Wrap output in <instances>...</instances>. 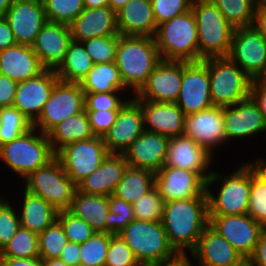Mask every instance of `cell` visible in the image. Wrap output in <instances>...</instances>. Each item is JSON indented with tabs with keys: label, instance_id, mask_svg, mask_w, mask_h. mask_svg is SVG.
Listing matches in <instances>:
<instances>
[{
	"label": "cell",
	"instance_id": "1f68e13d",
	"mask_svg": "<svg viewBox=\"0 0 266 266\" xmlns=\"http://www.w3.org/2000/svg\"><path fill=\"white\" fill-rule=\"evenodd\" d=\"M68 210L83 219L96 232H106V218L110 212L109 196L88 195L76 190Z\"/></svg>",
	"mask_w": 266,
	"mask_h": 266
},
{
	"label": "cell",
	"instance_id": "6125c7cd",
	"mask_svg": "<svg viewBox=\"0 0 266 266\" xmlns=\"http://www.w3.org/2000/svg\"><path fill=\"white\" fill-rule=\"evenodd\" d=\"M0 266H43L42 259L0 258Z\"/></svg>",
	"mask_w": 266,
	"mask_h": 266
},
{
	"label": "cell",
	"instance_id": "f6af8a7d",
	"mask_svg": "<svg viewBox=\"0 0 266 266\" xmlns=\"http://www.w3.org/2000/svg\"><path fill=\"white\" fill-rule=\"evenodd\" d=\"M109 211L106 218V233L117 235L135 219L132 204L113 194L109 196Z\"/></svg>",
	"mask_w": 266,
	"mask_h": 266
},
{
	"label": "cell",
	"instance_id": "e575fe53",
	"mask_svg": "<svg viewBox=\"0 0 266 266\" xmlns=\"http://www.w3.org/2000/svg\"><path fill=\"white\" fill-rule=\"evenodd\" d=\"M155 187V173L128 166L113 195L133 204Z\"/></svg>",
	"mask_w": 266,
	"mask_h": 266
},
{
	"label": "cell",
	"instance_id": "7402d4cb",
	"mask_svg": "<svg viewBox=\"0 0 266 266\" xmlns=\"http://www.w3.org/2000/svg\"><path fill=\"white\" fill-rule=\"evenodd\" d=\"M144 131L141 106L131 98L118 112L103 140L109 153L123 154Z\"/></svg>",
	"mask_w": 266,
	"mask_h": 266
},
{
	"label": "cell",
	"instance_id": "4dcf8cb0",
	"mask_svg": "<svg viewBox=\"0 0 266 266\" xmlns=\"http://www.w3.org/2000/svg\"><path fill=\"white\" fill-rule=\"evenodd\" d=\"M19 191H21L22 197L19 196V200H21L16 206L20 205L17 207L20 227L39 235L57 220L59 211L43 198L26 191L24 188Z\"/></svg>",
	"mask_w": 266,
	"mask_h": 266
},
{
	"label": "cell",
	"instance_id": "60d3db41",
	"mask_svg": "<svg viewBox=\"0 0 266 266\" xmlns=\"http://www.w3.org/2000/svg\"><path fill=\"white\" fill-rule=\"evenodd\" d=\"M68 242L63 227L56 220L38 235L39 258L59 259L62 249Z\"/></svg>",
	"mask_w": 266,
	"mask_h": 266
},
{
	"label": "cell",
	"instance_id": "8fae6325",
	"mask_svg": "<svg viewBox=\"0 0 266 266\" xmlns=\"http://www.w3.org/2000/svg\"><path fill=\"white\" fill-rule=\"evenodd\" d=\"M103 137L75 141L56 152L63 170L77 185L94 172L108 156Z\"/></svg>",
	"mask_w": 266,
	"mask_h": 266
},
{
	"label": "cell",
	"instance_id": "9c48e42d",
	"mask_svg": "<svg viewBox=\"0 0 266 266\" xmlns=\"http://www.w3.org/2000/svg\"><path fill=\"white\" fill-rule=\"evenodd\" d=\"M211 101L227 107L250 97L251 79L229 57L208 58Z\"/></svg>",
	"mask_w": 266,
	"mask_h": 266
},
{
	"label": "cell",
	"instance_id": "b9f144b4",
	"mask_svg": "<svg viewBox=\"0 0 266 266\" xmlns=\"http://www.w3.org/2000/svg\"><path fill=\"white\" fill-rule=\"evenodd\" d=\"M110 242V233L95 232L88 240L80 244V264L105 266Z\"/></svg>",
	"mask_w": 266,
	"mask_h": 266
},
{
	"label": "cell",
	"instance_id": "ba28073f",
	"mask_svg": "<svg viewBox=\"0 0 266 266\" xmlns=\"http://www.w3.org/2000/svg\"><path fill=\"white\" fill-rule=\"evenodd\" d=\"M26 191L43 198L58 211L68 210L77 190V185L66 174L55 156L46 165L31 172L23 179Z\"/></svg>",
	"mask_w": 266,
	"mask_h": 266
},
{
	"label": "cell",
	"instance_id": "f35d334b",
	"mask_svg": "<svg viewBox=\"0 0 266 266\" xmlns=\"http://www.w3.org/2000/svg\"><path fill=\"white\" fill-rule=\"evenodd\" d=\"M234 27L252 26L257 3L254 0H211Z\"/></svg>",
	"mask_w": 266,
	"mask_h": 266
},
{
	"label": "cell",
	"instance_id": "753ad0ef",
	"mask_svg": "<svg viewBox=\"0 0 266 266\" xmlns=\"http://www.w3.org/2000/svg\"><path fill=\"white\" fill-rule=\"evenodd\" d=\"M77 266H89V265H86V264H78Z\"/></svg>",
	"mask_w": 266,
	"mask_h": 266
},
{
	"label": "cell",
	"instance_id": "db71d44e",
	"mask_svg": "<svg viewBox=\"0 0 266 266\" xmlns=\"http://www.w3.org/2000/svg\"><path fill=\"white\" fill-rule=\"evenodd\" d=\"M250 97L258 106L266 124V82L262 79H254L250 87Z\"/></svg>",
	"mask_w": 266,
	"mask_h": 266
},
{
	"label": "cell",
	"instance_id": "f1b7e54d",
	"mask_svg": "<svg viewBox=\"0 0 266 266\" xmlns=\"http://www.w3.org/2000/svg\"><path fill=\"white\" fill-rule=\"evenodd\" d=\"M44 70L32 46L17 43L0 51V75L17 83L36 77Z\"/></svg>",
	"mask_w": 266,
	"mask_h": 266
},
{
	"label": "cell",
	"instance_id": "681fc988",
	"mask_svg": "<svg viewBox=\"0 0 266 266\" xmlns=\"http://www.w3.org/2000/svg\"><path fill=\"white\" fill-rule=\"evenodd\" d=\"M9 200L11 199H5L0 204V250L15 236L20 227L17 206L12 205Z\"/></svg>",
	"mask_w": 266,
	"mask_h": 266
},
{
	"label": "cell",
	"instance_id": "03108f58",
	"mask_svg": "<svg viewBox=\"0 0 266 266\" xmlns=\"http://www.w3.org/2000/svg\"><path fill=\"white\" fill-rule=\"evenodd\" d=\"M14 0H0V17H4Z\"/></svg>",
	"mask_w": 266,
	"mask_h": 266
},
{
	"label": "cell",
	"instance_id": "44dd1931",
	"mask_svg": "<svg viewBox=\"0 0 266 266\" xmlns=\"http://www.w3.org/2000/svg\"><path fill=\"white\" fill-rule=\"evenodd\" d=\"M216 157L192 138L181 135L171 137L164 166H171L199 173L206 181L213 171ZM212 167V170H211Z\"/></svg>",
	"mask_w": 266,
	"mask_h": 266
},
{
	"label": "cell",
	"instance_id": "11a10c76",
	"mask_svg": "<svg viewBox=\"0 0 266 266\" xmlns=\"http://www.w3.org/2000/svg\"><path fill=\"white\" fill-rule=\"evenodd\" d=\"M17 82L0 75V108L13 106Z\"/></svg>",
	"mask_w": 266,
	"mask_h": 266
},
{
	"label": "cell",
	"instance_id": "30bf717a",
	"mask_svg": "<svg viewBox=\"0 0 266 266\" xmlns=\"http://www.w3.org/2000/svg\"><path fill=\"white\" fill-rule=\"evenodd\" d=\"M85 110V93L80 83L58 80L33 127L48 134L63 120Z\"/></svg>",
	"mask_w": 266,
	"mask_h": 266
},
{
	"label": "cell",
	"instance_id": "5bb4252c",
	"mask_svg": "<svg viewBox=\"0 0 266 266\" xmlns=\"http://www.w3.org/2000/svg\"><path fill=\"white\" fill-rule=\"evenodd\" d=\"M209 226L224 237L242 256L249 258L265 229L250 215H209Z\"/></svg>",
	"mask_w": 266,
	"mask_h": 266
},
{
	"label": "cell",
	"instance_id": "003e7915",
	"mask_svg": "<svg viewBox=\"0 0 266 266\" xmlns=\"http://www.w3.org/2000/svg\"><path fill=\"white\" fill-rule=\"evenodd\" d=\"M43 266H68L64 261L60 259H48L42 260Z\"/></svg>",
	"mask_w": 266,
	"mask_h": 266
},
{
	"label": "cell",
	"instance_id": "c3c4849f",
	"mask_svg": "<svg viewBox=\"0 0 266 266\" xmlns=\"http://www.w3.org/2000/svg\"><path fill=\"white\" fill-rule=\"evenodd\" d=\"M127 94L126 92L85 93V110H121L133 98V94Z\"/></svg>",
	"mask_w": 266,
	"mask_h": 266
},
{
	"label": "cell",
	"instance_id": "680465c9",
	"mask_svg": "<svg viewBox=\"0 0 266 266\" xmlns=\"http://www.w3.org/2000/svg\"><path fill=\"white\" fill-rule=\"evenodd\" d=\"M188 253H176L174 256L146 266H194L193 258Z\"/></svg>",
	"mask_w": 266,
	"mask_h": 266
},
{
	"label": "cell",
	"instance_id": "484cf974",
	"mask_svg": "<svg viewBox=\"0 0 266 266\" xmlns=\"http://www.w3.org/2000/svg\"><path fill=\"white\" fill-rule=\"evenodd\" d=\"M191 257L194 266H234L243 259L236 249L209 225L199 237Z\"/></svg>",
	"mask_w": 266,
	"mask_h": 266
},
{
	"label": "cell",
	"instance_id": "9f6ffc18",
	"mask_svg": "<svg viewBox=\"0 0 266 266\" xmlns=\"http://www.w3.org/2000/svg\"><path fill=\"white\" fill-rule=\"evenodd\" d=\"M248 259L254 266H266V228L261 232L254 251Z\"/></svg>",
	"mask_w": 266,
	"mask_h": 266
},
{
	"label": "cell",
	"instance_id": "6da1fadb",
	"mask_svg": "<svg viewBox=\"0 0 266 266\" xmlns=\"http://www.w3.org/2000/svg\"><path fill=\"white\" fill-rule=\"evenodd\" d=\"M161 223L175 252L191 254L209 225L207 196L165 202Z\"/></svg>",
	"mask_w": 266,
	"mask_h": 266
},
{
	"label": "cell",
	"instance_id": "603a6c76",
	"mask_svg": "<svg viewBox=\"0 0 266 266\" xmlns=\"http://www.w3.org/2000/svg\"><path fill=\"white\" fill-rule=\"evenodd\" d=\"M71 41L69 25L48 21L37 34L32 49L44 69L56 71L64 62Z\"/></svg>",
	"mask_w": 266,
	"mask_h": 266
},
{
	"label": "cell",
	"instance_id": "ee69618b",
	"mask_svg": "<svg viewBox=\"0 0 266 266\" xmlns=\"http://www.w3.org/2000/svg\"><path fill=\"white\" fill-rule=\"evenodd\" d=\"M165 200L158 189L154 187L147 194L132 204L136 220L158 222L162 220Z\"/></svg>",
	"mask_w": 266,
	"mask_h": 266
},
{
	"label": "cell",
	"instance_id": "8d00e7d4",
	"mask_svg": "<svg viewBox=\"0 0 266 266\" xmlns=\"http://www.w3.org/2000/svg\"><path fill=\"white\" fill-rule=\"evenodd\" d=\"M93 64L83 43L72 40L68 46L64 62L55 72L62 81L80 83Z\"/></svg>",
	"mask_w": 266,
	"mask_h": 266
},
{
	"label": "cell",
	"instance_id": "e0dca14e",
	"mask_svg": "<svg viewBox=\"0 0 266 266\" xmlns=\"http://www.w3.org/2000/svg\"><path fill=\"white\" fill-rule=\"evenodd\" d=\"M155 187L165 202L207 196L206 180L199 173L171 166L155 173Z\"/></svg>",
	"mask_w": 266,
	"mask_h": 266
},
{
	"label": "cell",
	"instance_id": "816d5d0a",
	"mask_svg": "<svg viewBox=\"0 0 266 266\" xmlns=\"http://www.w3.org/2000/svg\"><path fill=\"white\" fill-rule=\"evenodd\" d=\"M193 0H153L151 1L156 25L173 19L191 9Z\"/></svg>",
	"mask_w": 266,
	"mask_h": 266
},
{
	"label": "cell",
	"instance_id": "52a82bcc",
	"mask_svg": "<svg viewBox=\"0 0 266 266\" xmlns=\"http://www.w3.org/2000/svg\"><path fill=\"white\" fill-rule=\"evenodd\" d=\"M141 266L168 259L176 254L161 221L134 219L119 234Z\"/></svg>",
	"mask_w": 266,
	"mask_h": 266
},
{
	"label": "cell",
	"instance_id": "836d02e7",
	"mask_svg": "<svg viewBox=\"0 0 266 266\" xmlns=\"http://www.w3.org/2000/svg\"><path fill=\"white\" fill-rule=\"evenodd\" d=\"M84 93L128 92L115 62L93 64L80 82Z\"/></svg>",
	"mask_w": 266,
	"mask_h": 266
},
{
	"label": "cell",
	"instance_id": "8992f818",
	"mask_svg": "<svg viewBox=\"0 0 266 266\" xmlns=\"http://www.w3.org/2000/svg\"><path fill=\"white\" fill-rule=\"evenodd\" d=\"M191 10L198 30L199 61L228 57L234 27L211 0H193Z\"/></svg>",
	"mask_w": 266,
	"mask_h": 266
},
{
	"label": "cell",
	"instance_id": "cb8c5ba5",
	"mask_svg": "<svg viewBox=\"0 0 266 266\" xmlns=\"http://www.w3.org/2000/svg\"><path fill=\"white\" fill-rule=\"evenodd\" d=\"M169 140L145 130L123 153L128 166L158 172L164 166Z\"/></svg>",
	"mask_w": 266,
	"mask_h": 266
},
{
	"label": "cell",
	"instance_id": "2644e50d",
	"mask_svg": "<svg viewBox=\"0 0 266 266\" xmlns=\"http://www.w3.org/2000/svg\"><path fill=\"white\" fill-rule=\"evenodd\" d=\"M257 4L258 3H266V0H254Z\"/></svg>",
	"mask_w": 266,
	"mask_h": 266
},
{
	"label": "cell",
	"instance_id": "7bdbcfd3",
	"mask_svg": "<svg viewBox=\"0 0 266 266\" xmlns=\"http://www.w3.org/2000/svg\"><path fill=\"white\" fill-rule=\"evenodd\" d=\"M49 22L70 25L85 9L83 0H42Z\"/></svg>",
	"mask_w": 266,
	"mask_h": 266
},
{
	"label": "cell",
	"instance_id": "ac0fdd59",
	"mask_svg": "<svg viewBox=\"0 0 266 266\" xmlns=\"http://www.w3.org/2000/svg\"><path fill=\"white\" fill-rule=\"evenodd\" d=\"M58 80L54 70L45 69L36 77L18 82L13 106L33 124L39 118Z\"/></svg>",
	"mask_w": 266,
	"mask_h": 266
},
{
	"label": "cell",
	"instance_id": "277c9868",
	"mask_svg": "<svg viewBox=\"0 0 266 266\" xmlns=\"http://www.w3.org/2000/svg\"><path fill=\"white\" fill-rule=\"evenodd\" d=\"M47 134L34 127L28 132L0 146V161L12 175L24 179L31 172L46 165L55 157Z\"/></svg>",
	"mask_w": 266,
	"mask_h": 266
},
{
	"label": "cell",
	"instance_id": "ab89813d",
	"mask_svg": "<svg viewBox=\"0 0 266 266\" xmlns=\"http://www.w3.org/2000/svg\"><path fill=\"white\" fill-rule=\"evenodd\" d=\"M32 128L31 121L14 106L0 108V146L11 142Z\"/></svg>",
	"mask_w": 266,
	"mask_h": 266
},
{
	"label": "cell",
	"instance_id": "6f0895ef",
	"mask_svg": "<svg viewBox=\"0 0 266 266\" xmlns=\"http://www.w3.org/2000/svg\"><path fill=\"white\" fill-rule=\"evenodd\" d=\"M59 259L64 261L68 266H77L80 264V244L68 242L62 249Z\"/></svg>",
	"mask_w": 266,
	"mask_h": 266
},
{
	"label": "cell",
	"instance_id": "4fadbf2b",
	"mask_svg": "<svg viewBox=\"0 0 266 266\" xmlns=\"http://www.w3.org/2000/svg\"><path fill=\"white\" fill-rule=\"evenodd\" d=\"M175 103L185 115L214 106L211 101L208 58L197 62L183 61V78Z\"/></svg>",
	"mask_w": 266,
	"mask_h": 266
},
{
	"label": "cell",
	"instance_id": "d590c367",
	"mask_svg": "<svg viewBox=\"0 0 266 266\" xmlns=\"http://www.w3.org/2000/svg\"><path fill=\"white\" fill-rule=\"evenodd\" d=\"M251 161V189L247 214L266 228V156Z\"/></svg>",
	"mask_w": 266,
	"mask_h": 266
},
{
	"label": "cell",
	"instance_id": "7a4b0ae2",
	"mask_svg": "<svg viewBox=\"0 0 266 266\" xmlns=\"http://www.w3.org/2000/svg\"><path fill=\"white\" fill-rule=\"evenodd\" d=\"M238 165L235 164L237 168L231 172H225L226 175L213 170L207 179L209 215L247 214L251 189V161L245 159V162ZM214 186L217 187V192H212Z\"/></svg>",
	"mask_w": 266,
	"mask_h": 266
},
{
	"label": "cell",
	"instance_id": "83f0119b",
	"mask_svg": "<svg viewBox=\"0 0 266 266\" xmlns=\"http://www.w3.org/2000/svg\"><path fill=\"white\" fill-rule=\"evenodd\" d=\"M127 167L123 154L109 153L94 172L77 184V191L88 195L110 196Z\"/></svg>",
	"mask_w": 266,
	"mask_h": 266
},
{
	"label": "cell",
	"instance_id": "2e32d148",
	"mask_svg": "<svg viewBox=\"0 0 266 266\" xmlns=\"http://www.w3.org/2000/svg\"><path fill=\"white\" fill-rule=\"evenodd\" d=\"M183 78V61H165L155 67L146 83L133 95L134 100L175 103Z\"/></svg>",
	"mask_w": 266,
	"mask_h": 266
},
{
	"label": "cell",
	"instance_id": "74e56055",
	"mask_svg": "<svg viewBox=\"0 0 266 266\" xmlns=\"http://www.w3.org/2000/svg\"><path fill=\"white\" fill-rule=\"evenodd\" d=\"M39 257L38 234L19 227L15 236L0 250V258Z\"/></svg>",
	"mask_w": 266,
	"mask_h": 266
},
{
	"label": "cell",
	"instance_id": "9a60e30c",
	"mask_svg": "<svg viewBox=\"0 0 266 266\" xmlns=\"http://www.w3.org/2000/svg\"><path fill=\"white\" fill-rule=\"evenodd\" d=\"M183 135L192 138L214 157L227 145L225 140L224 107L209 109L185 116ZM221 146V147H220ZM218 149V150H217Z\"/></svg>",
	"mask_w": 266,
	"mask_h": 266
},
{
	"label": "cell",
	"instance_id": "7c38bea8",
	"mask_svg": "<svg viewBox=\"0 0 266 266\" xmlns=\"http://www.w3.org/2000/svg\"><path fill=\"white\" fill-rule=\"evenodd\" d=\"M228 57L251 79L266 74V39L253 26L234 28Z\"/></svg>",
	"mask_w": 266,
	"mask_h": 266
},
{
	"label": "cell",
	"instance_id": "a7ac6f4b",
	"mask_svg": "<svg viewBox=\"0 0 266 266\" xmlns=\"http://www.w3.org/2000/svg\"><path fill=\"white\" fill-rule=\"evenodd\" d=\"M234 266H254V264L248 258H243L238 264Z\"/></svg>",
	"mask_w": 266,
	"mask_h": 266
},
{
	"label": "cell",
	"instance_id": "7dc6e473",
	"mask_svg": "<svg viewBox=\"0 0 266 266\" xmlns=\"http://www.w3.org/2000/svg\"><path fill=\"white\" fill-rule=\"evenodd\" d=\"M57 220L63 227L69 242L84 243L96 232L83 219H80L69 210L59 211Z\"/></svg>",
	"mask_w": 266,
	"mask_h": 266
},
{
	"label": "cell",
	"instance_id": "91938a15",
	"mask_svg": "<svg viewBox=\"0 0 266 266\" xmlns=\"http://www.w3.org/2000/svg\"><path fill=\"white\" fill-rule=\"evenodd\" d=\"M17 44L8 21L4 17H0V51Z\"/></svg>",
	"mask_w": 266,
	"mask_h": 266
},
{
	"label": "cell",
	"instance_id": "f546056e",
	"mask_svg": "<svg viewBox=\"0 0 266 266\" xmlns=\"http://www.w3.org/2000/svg\"><path fill=\"white\" fill-rule=\"evenodd\" d=\"M116 16L120 35L153 37L156 32L157 25L149 0H130Z\"/></svg>",
	"mask_w": 266,
	"mask_h": 266
},
{
	"label": "cell",
	"instance_id": "3957f363",
	"mask_svg": "<svg viewBox=\"0 0 266 266\" xmlns=\"http://www.w3.org/2000/svg\"><path fill=\"white\" fill-rule=\"evenodd\" d=\"M161 60L153 37L119 34L115 64L124 86L133 95L146 83Z\"/></svg>",
	"mask_w": 266,
	"mask_h": 266
},
{
	"label": "cell",
	"instance_id": "d4e9b609",
	"mask_svg": "<svg viewBox=\"0 0 266 266\" xmlns=\"http://www.w3.org/2000/svg\"><path fill=\"white\" fill-rule=\"evenodd\" d=\"M135 101L141 106L146 131L169 138L183 135L186 115L176 103Z\"/></svg>",
	"mask_w": 266,
	"mask_h": 266
},
{
	"label": "cell",
	"instance_id": "d6a6232c",
	"mask_svg": "<svg viewBox=\"0 0 266 266\" xmlns=\"http://www.w3.org/2000/svg\"><path fill=\"white\" fill-rule=\"evenodd\" d=\"M47 135L55 153L69 143L95 137L86 110L63 120Z\"/></svg>",
	"mask_w": 266,
	"mask_h": 266
},
{
	"label": "cell",
	"instance_id": "d6986e66",
	"mask_svg": "<svg viewBox=\"0 0 266 266\" xmlns=\"http://www.w3.org/2000/svg\"><path fill=\"white\" fill-rule=\"evenodd\" d=\"M4 18L16 42L32 46L41 28L48 22L42 0H14Z\"/></svg>",
	"mask_w": 266,
	"mask_h": 266
},
{
	"label": "cell",
	"instance_id": "f5cc1de1",
	"mask_svg": "<svg viewBox=\"0 0 266 266\" xmlns=\"http://www.w3.org/2000/svg\"><path fill=\"white\" fill-rule=\"evenodd\" d=\"M119 111L120 110H86L91 130L96 137H104L110 127L114 124Z\"/></svg>",
	"mask_w": 266,
	"mask_h": 266
},
{
	"label": "cell",
	"instance_id": "f907efd6",
	"mask_svg": "<svg viewBox=\"0 0 266 266\" xmlns=\"http://www.w3.org/2000/svg\"><path fill=\"white\" fill-rule=\"evenodd\" d=\"M105 266H141L136 260L133 251L120 238L110 234V242L105 259Z\"/></svg>",
	"mask_w": 266,
	"mask_h": 266
},
{
	"label": "cell",
	"instance_id": "bcb514c9",
	"mask_svg": "<svg viewBox=\"0 0 266 266\" xmlns=\"http://www.w3.org/2000/svg\"><path fill=\"white\" fill-rule=\"evenodd\" d=\"M118 38L119 35L97 37L82 43L94 64L111 63L116 59Z\"/></svg>",
	"mask_w": 266,
	"mask_h": 266
},
{
	"label": "cell",
	"instance_id": "4316f807",
	"mask_svg": "<svg viewBox=\"0 0 266 266\" xmlns=\"http://www.w3.org/2000/svg\"><path fill=\"white\" fill-rule=\"evenodd\" d=\"M69 26L72 40L77 42L119 35L116 13L109 6L85 8Z\"/></svg>",
	"mask_w": 266,
	"mask_h": 266
},
{
	"label": "cell",
	"instance_id": "89a4df30",
	"mask_svg": "<svg viewBox=\"0 0 266 266\" xmlns=\"http://www.w3.org/2000/svg\"><path fill=\"white\" fill-rule=\"evenodd\" d=\"M0 194H1V195H0V204H1L6 198H7V199H8V198H11L10 196H9V197L6 196V195L3 196V195H2L3 192H0Z\"/></svg>",
	"mask_w": 266,
	"mask_h": 266
},
{
	"label": "cell",
	"instance_id": "be15d7a7",
	"mask_svg": "<svg viewBox=\"0 0 266 266\" xmlns=\"http://www.w3.org/2000/svg\"><path fill=\"white\" fill-rule=\"evenodd\" d=\"M84 8H101L109 5V0H83Z\"/></svg>",
	"mask_w": 266,
	"mask_h": 266
},
{
	"label": "cell",
	"instance_id": "94428289",
	"mask_svg": "<svg viewBox=\"0 0 266 266\" xmlns=\"http://www.w3.org/2000/svg\"><path fill=\"white\" fill-rule=\"evenodd\" d=\"M252 26L266 39V3L256 5Z\"/></svg>",
	"mask_w": 266,
	"mask_h": 266
},
{
	"label": "cell",
	"instance_id": "5b68a950",
	"mask_svg": "<svg viewBox=\"0 0 266 266\" xmlns=\"http://www.w3.org/2000/svg\"><path fill=\"white\" fill-rule=\"evenodd\" d=\"M153 38L162 60L199 61L198 30L191 9L158 25Z\"/></svg>",
	"mask_w": 266,
	"mask_h": 266
},
{
	"label": "cell",
	"instance_id": "e7e4bbea",
	"mask_svg": "<svg viewBox=\"0 0 266 266\" xmlns=\"http://www.w3.org/2000/svg\"><path fill=\"white\" fill-rule=\"evenodd\" d=\"M130 0H109V7L115 13H117L123 6H125Z\"/></svg>",
	"mask_w": 266,
	"mask_h": 266
},
{
	"label": "cell",
	"instance_id": "ffe728a7",
	"mask_svg": "<svg viewBox=\"0 0 266 266\" xmlns=\"http://www.w3.org/2000/svg\"><path fill=\"white\" fill-rule=\"evenodd\" d=\"M224 127L226 143L234 139L235 141L251 137L254 139L266 132L263 115L251 97L224 107Z\"/></svg>",
	"mask_w": 266,
	"mask_h": 266
},
{
	"label": "cell",
	"instance_id": "8c879c8a",
	"mask_svg": "<svg viewBox=\"0 0 266 266\" xmlns=\"http://www.w3.org/2000/svg\"><path fill=\"white\" fill-rule=\"evenodd\" d=\"M262 80L266 82V74L262 77Z\"/></svg>",
	"mask_w": 266,
	"mask_h": 266
}]
</instances>
